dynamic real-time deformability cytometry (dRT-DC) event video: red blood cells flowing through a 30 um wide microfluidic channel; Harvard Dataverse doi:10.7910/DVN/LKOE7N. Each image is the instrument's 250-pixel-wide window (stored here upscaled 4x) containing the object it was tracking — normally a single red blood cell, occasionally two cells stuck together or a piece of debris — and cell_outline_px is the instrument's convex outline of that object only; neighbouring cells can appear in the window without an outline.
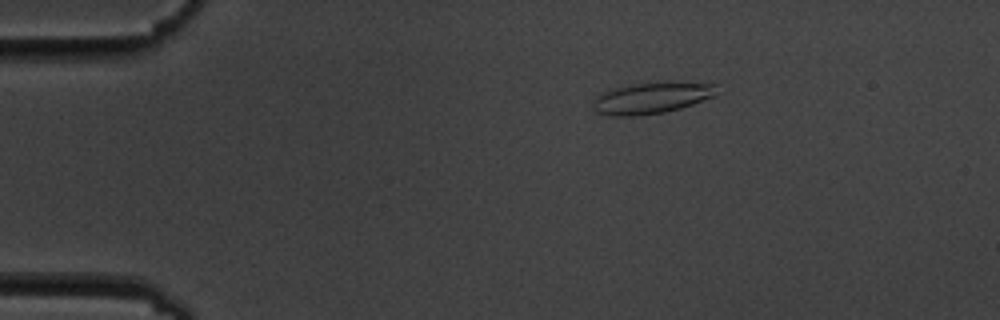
{"species": "common noctule bat (a hibernating species)", "species_latin": "Nyctalus noctula", "temperature_condition": "cold", "stored_images_in_passage": 5, "camera_frame_rate_fps": 3000, "um_per_image_px": 0.085, "animal": {"sex": "male", "body_mass_g": 19.5, "forearm_length_mm": 54.6}, "frame": {"image": 1, "passage_image": 3, "time_ms": 2.333, "image_size_px": [1000, 320], "cell_outline_px": [[716, 96], [680, 108], [664, 112], [632, 116], [612, 116], [596, 112], [592, 108], [592, 100], [600, 92], [608, 88], [632, 84], [672, 80], [716, 84]], "centroid_in_image_um": [55.35, 8.29], "position_along_channel_um": 29.6, "area_um2": 23.29}}